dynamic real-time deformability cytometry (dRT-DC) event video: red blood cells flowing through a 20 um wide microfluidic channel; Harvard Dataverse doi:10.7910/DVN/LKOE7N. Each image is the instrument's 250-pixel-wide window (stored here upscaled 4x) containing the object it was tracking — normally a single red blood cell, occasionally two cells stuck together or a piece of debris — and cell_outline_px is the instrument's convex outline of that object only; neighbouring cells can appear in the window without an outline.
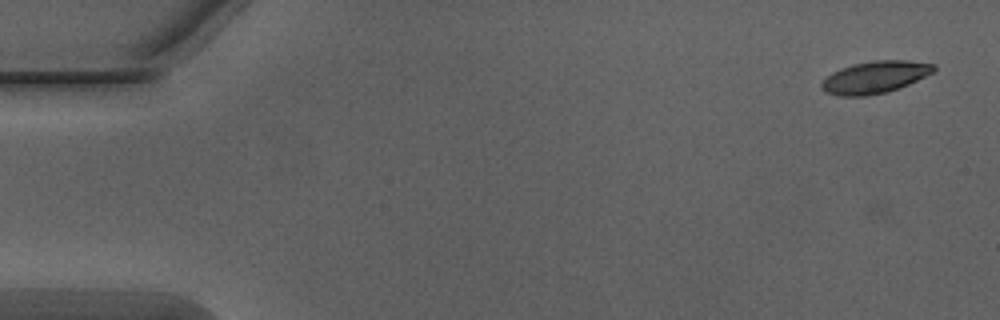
{"species": "Egyptian fruit bat (a non-hibernating species)", "species_latin": "Rousettus aegyptiacus", "temperature_condition": "warm", "stored_images_in_passage": 10, "camera_frame_rate_fps": 3000, "um_per_image_px": 0.085, "animal": {"sex": "male"}, "frame": {"image": 1, "passage_image": 4, "time_ms": 1.0, "image_size_px": [1000, 320], "cell_outline_px": [[936, 68], [932, 72], [908, 84], [884, 92], [864, 96], [840, 96], [824, 92], [820, 88], [820, 84], [832, 72], [840, 68], [852, 64], [872, 60], [908, 60], [936, 64]], "centroid_in_image_um": [74.33, 6.55], "position_along_channel_um": 10.7, "area_um2": 20.87}}